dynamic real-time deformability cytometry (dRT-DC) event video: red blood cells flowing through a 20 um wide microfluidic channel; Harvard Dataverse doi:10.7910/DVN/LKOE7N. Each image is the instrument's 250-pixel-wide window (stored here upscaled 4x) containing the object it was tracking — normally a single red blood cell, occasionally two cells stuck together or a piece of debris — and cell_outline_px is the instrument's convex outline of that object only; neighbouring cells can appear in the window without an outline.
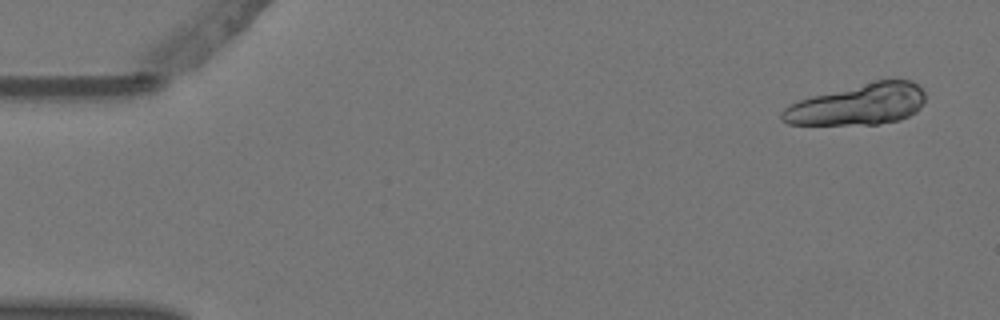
{"species": "Egyptian fruit bat (a non-hibernating species)", "species_latin": "Rousettus aegyptiacus", "temperature_condition": "warm", "stored_images_in_passage": 6, "segment_of_instrument_passage": [1, 2], "camera_frame_rate_fps": 3000, "um_per_image_px": 0.085, "animal": {"sex": "female"}, "frame": {"image": 1, "passage_image": 1, "time_ms": 0.0, "image_size_px": [1000, 320], "cell_outline_px": [[924, 100], [920, 108], [916, 112], [900, 120], [876, 124], [788, 124], [780, 120], [780, 112], [784, 108], [800, 100], [812, 96], [876, 80], [912, 80], [924, 92]], "centroid_in_image_um": [72.94, 8.88], "position_along_channel_um": 12.1, "area_um2": 33.99}}